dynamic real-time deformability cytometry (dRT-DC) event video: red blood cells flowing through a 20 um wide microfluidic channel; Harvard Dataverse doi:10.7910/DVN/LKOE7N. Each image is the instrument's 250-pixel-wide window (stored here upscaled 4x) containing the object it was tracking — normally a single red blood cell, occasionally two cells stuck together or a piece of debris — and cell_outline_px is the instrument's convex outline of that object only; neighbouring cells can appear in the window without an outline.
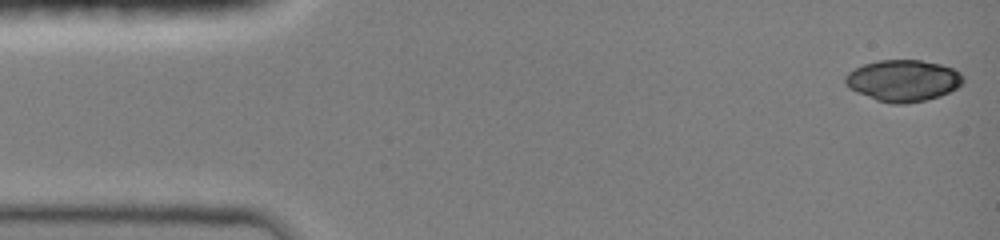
{"species": "common noctule bat (a hibernating species)", "species_latin": "Nyctalus noctula", "temperature_condition": "room temperature", "stored_images_in_passage": 47, "camera_frame_rate_fps": 3000, "um_per_image_px": 0.085, "animal": {"sex": "female", "body_mass_g": 19.0, "forearm_length_mm": 51.5}, "frame": {"image": 1, "passage_image": 1, "time_ms": 0.0, "image_size_px": [1000, 240], "cell_outline_px": [[964, 80], [956, 88], [940, 96], [924, 100], [904, 104], [892, 104], [876, 100], [856, 92], [848, 88], [844, 84], [844, 76], [848, 72], [864, 64], [880, 60], [920, 60], [940, 64], [952, 68], [960, 72], [964, 76]], "centroid_in_image_um": [76.74, 6.85], "position_along_channel_um": 8.3, "area_um2": 28.55}}